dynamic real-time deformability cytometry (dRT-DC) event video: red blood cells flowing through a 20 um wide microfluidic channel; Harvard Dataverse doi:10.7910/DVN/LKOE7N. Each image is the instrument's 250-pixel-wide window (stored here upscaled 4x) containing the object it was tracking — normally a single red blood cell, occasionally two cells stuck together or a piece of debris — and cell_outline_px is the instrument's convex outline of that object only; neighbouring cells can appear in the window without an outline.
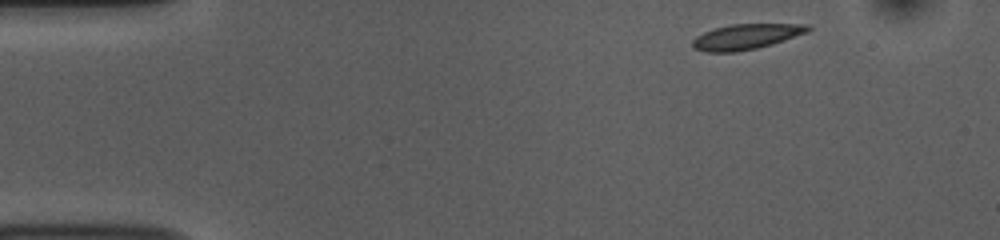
{"species": "common noctule bat (a hibernating species)", "species_latin": "Nyctalus noctula", "temperature_condition": "room temperature", "stored_images_in_passage": 47, "camera_frame_rate_fps": 3000, "um_per_image_px": 0.085, "animal": {"sex": "female", "body_mass_g": 10.0, "forearm_length_mm": 53.1}, "frame": {"image": 1, "passage_image": 1, "time_ms": 0.0, "image_size_px": [1000, 240], "cell_outline_px": [[812, 28], [808, 32], [772, 44], [756, 48], [736, 52], [708, 52], [692, 48], [692, 40], [696, 36], [704, 32], [716, 28], [732, 24], [812, 24]], "centroid_in_image_um": [63.44, 3.11], "position_along_channel_um": 21.6, "area_um2": 17.05}}
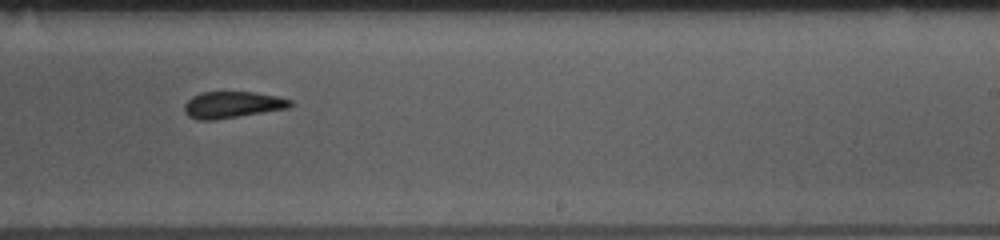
{"frame": {"image": 2, "passage_image": 27, "time_ms": 8.667, "image_size_px": [1000, 240], "cell_outline_px": [[292, 104], [288, 108], [216, 120], [196, 120], [188, 116], [184, 112], [184, 104], [192, 96], [200, 92], [252, 92], [276, 96], [292, 100]], "centroid_in_image_um": [19.7, 8.91], "position_along_channel_um": 269.3, "area_um2": 16.42}}
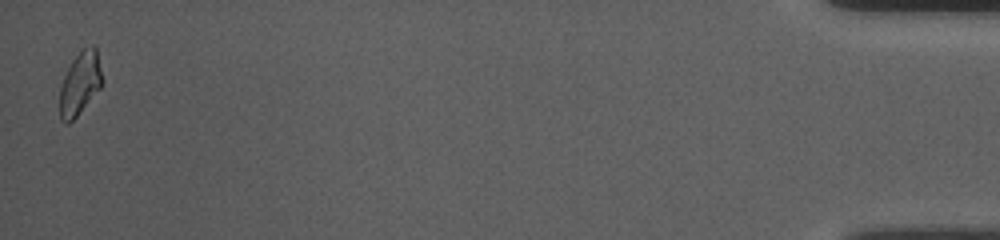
{"frame": {"image": 3, "passage_image": 47, "time_ms": 15.333, "image_size_px": [1000, 240], "cell_outline_px": [[104, 80], [100, 88], [76, 116], [68, 124], [64, 124], [60, 120], [60, 88], [64, 76], [72, 60], [84, 48], [92, 44], [96, 48]], "centroid_in_image_um": [6.81, 7.09], "position_along_channel_um": 428.4, "area_um2": 15.49}, "authors_computed_cell_mechanics": {"area_um2": 17.1088, "velocity_mm_per_s": 3.7539, "shape_relaxation_time_tau1_ms": 3.4543, "shape_relaxation_time_tau2_ms": 1.5899, "deformation_change_tau1": 0.1071, "deformation_change_tau2": 0.0619}}